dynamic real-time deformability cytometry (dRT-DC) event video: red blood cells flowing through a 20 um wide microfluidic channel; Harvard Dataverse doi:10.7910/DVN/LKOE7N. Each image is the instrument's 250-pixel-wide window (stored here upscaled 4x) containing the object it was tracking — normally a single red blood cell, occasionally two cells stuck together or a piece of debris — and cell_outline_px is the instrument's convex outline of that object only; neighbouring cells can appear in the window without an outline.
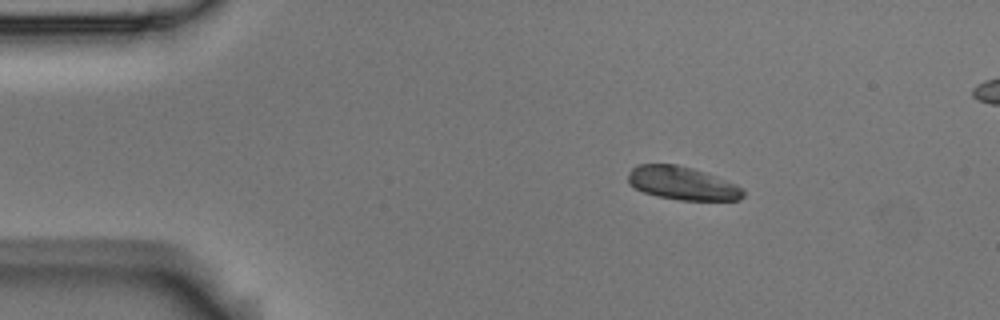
{"species": "Egyptian fruit bat (a non-hibernating species)", "species_latin": "Rousettus aegyptiacus", "temperature_condition": "room temperature", "stored_images_in_passage": 4, "segment_of_instrument_passage": [1, 2], "camera_frame_rate_fps": 3000, "um_per_image_px": 0.085, "animal": {"sex": "male"}, "frame": {"image": 1, "passage_image": 1, "time_ms": 0.0, "image_size_px": [1000, 320], "cell_outline_px": [[744, 196], [740, 200], [680, 200], [660, 196], [644, 192], [628, 184], [628, 176], [632, 168], [636, 164], [676, 164], [692, 168], [724, 180], [744, 188]], "centroid_in_image_um": [57.98, 15.57], "position_along_channel_um": 27.0, "area_um2": 22.02}}